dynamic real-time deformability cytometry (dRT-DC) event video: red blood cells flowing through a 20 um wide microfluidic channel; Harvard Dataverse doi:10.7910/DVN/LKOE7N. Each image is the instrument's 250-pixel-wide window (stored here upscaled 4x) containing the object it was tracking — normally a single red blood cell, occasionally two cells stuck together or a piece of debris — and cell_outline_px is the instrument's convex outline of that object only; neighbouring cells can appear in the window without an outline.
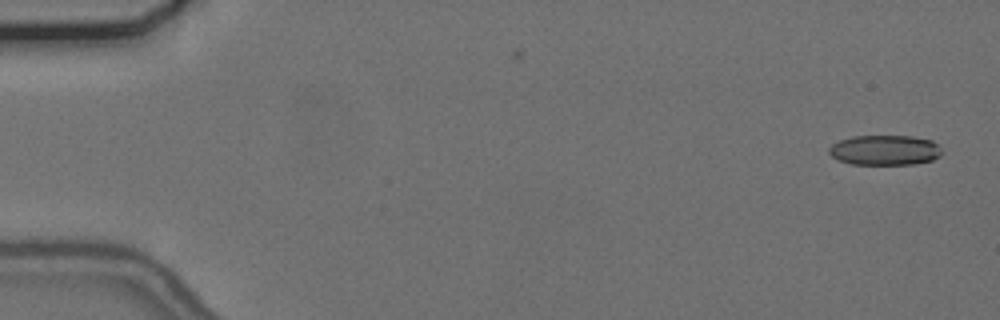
{"species": "common noctule bat (a hibernating species)", "species_latin": "Nyctalus noctula", "temperature_condition": "cold", "stored_images_in_passage": 55, "camera_frame_rate_fps": 3000, "um_per_image_px": 0.085, "animal": {"sex": "female", "body_mass_g": 24.6, "forearm_length_mm": 56.2}, "frame": {"image": 1, "passage_image": 1, "time_ms": 0.0, "image_size_px": [1000, 320], "cell_outline_px": [[944, 152], [940, 156], [932, 160], [916, 164], [852, 164], [836, 160], [828, 152], [828, 148], [832, 144], [840, 140], [852, 136], [912, 136], [932, 140]], "centroid_in_image_um": [75.21, 12.76], "position_along_channel_um": 9.8, "area_um2": 19.94}}
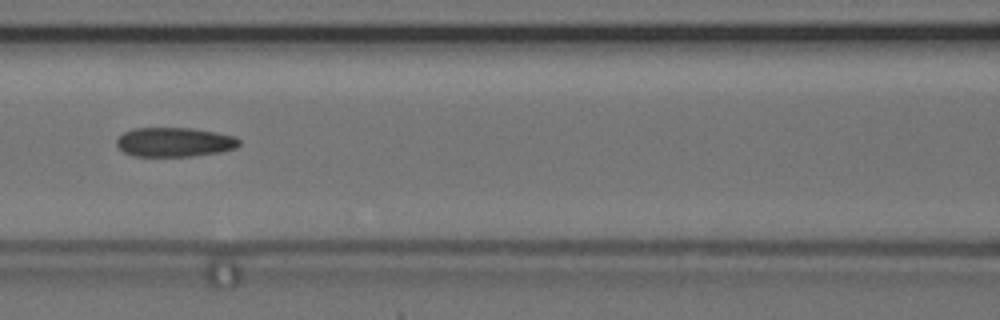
{"frame": {"image": 2, "passage_image": 24, "time_ms": 7.667, "image_size_px": [1000, 320], "cell_outline_px": [[240, 144], [236, 148], [220, 152], [192, 156], [132, 156], [124, 152], [116, 144], [116, 140], [124, 132], [132, 128], [192, 128], [216, 132], [236, 136], [240, 140]], "centroid_in_image_um": [14.85, 12.07], "position_along_channel_um": 151.8, "area_um2": 21.04}}
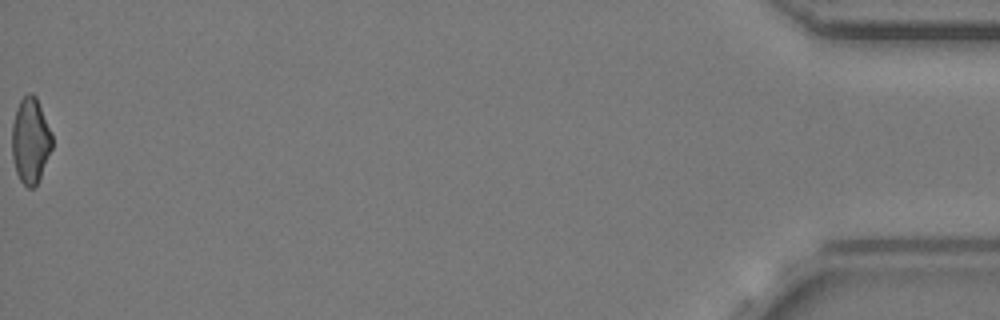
{"frame": {"image": 3, "passage_image": 55, "time_ms": 18.0, "image_size_px": [1000, 320], "cell_outline_px": [[52, 148], [40, 176], [36, 184], [32, 188], [28, 188], [20, 180], [16, 172], [12, 156], [12, 124], [16, 108], [20, 100], [28, 92], [32, 92], [36, 96], [52, 132]], "centroid_in_image_um": [2.58, 11.91], "position_along_channel_um": 432.6, "area_um2": 20.06}, "authors_computed_cell_mechanics": {"area_um2": 20.9236, "velocity_mm_per_s": 3.7023, "shape_relaxation_time_tau1_ms": null, "shape_relaxation_time_tau2_ms": 6.5074, "deformation_change_tau1": null, "deformation_change_tau2": 0.1585}}